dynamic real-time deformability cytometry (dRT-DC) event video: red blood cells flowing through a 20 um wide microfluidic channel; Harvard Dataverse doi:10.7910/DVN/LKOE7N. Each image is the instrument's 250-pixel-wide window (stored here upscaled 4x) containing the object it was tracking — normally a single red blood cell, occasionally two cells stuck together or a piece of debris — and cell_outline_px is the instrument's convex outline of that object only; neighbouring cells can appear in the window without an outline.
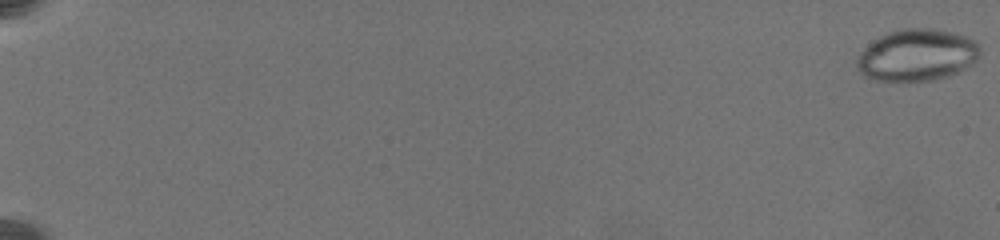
{"species": "common noctule bat (a hibernating species)", "species_latin": "Nyctalus noctula", "temperature_condition": "warm", "stored_images_in_passage": 21, "camera_frame_rate_fps": 3000, "um_per_image_px": 0.085, "animal": {"sex": "female", "body_mass_g": 19.5, "forearm_length_mm": 54.1}, "frame": {"image": 1, "passage_image": 1, "time_ms": 0.0, "image_size_px": [1000, 240], "cell_outline_px": [[980, 48], [976, 60], [972, 64], [960, 72], [936, 80], [876, 80], [864, 76], [856, 68], [856, 56], [868, 44], [880, 36], [888, 32], [900, 28], [936, 28], [956, 32], [976, 40]], "centroid_in_image_um": [77.95, 4.66], "position_along_channel_um": 7.1, "area_um2": 37.57}}
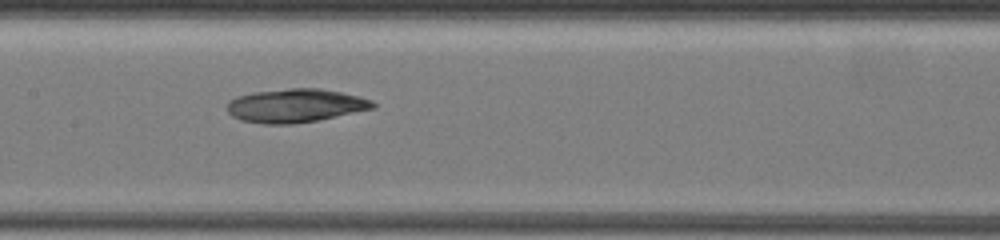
{"frame": {"image": 2, "passage_image": 19, "time_ms": 11.667, "image_size_px": [1000, 240], "cell_outline_px": [[376, 108], [316, 120], [292, 124], [264, 124], [240, 120], [232, 116], [228, 112], [228, 100], [236, 96], [252, 92], [288, 88], [320, 88], [360, 96], [372, 100], [376, 104]], "centroid_in_image_um": [25.1, 8.97], "position_along_channel_um": 182.3, "area_um2": 28.61}}
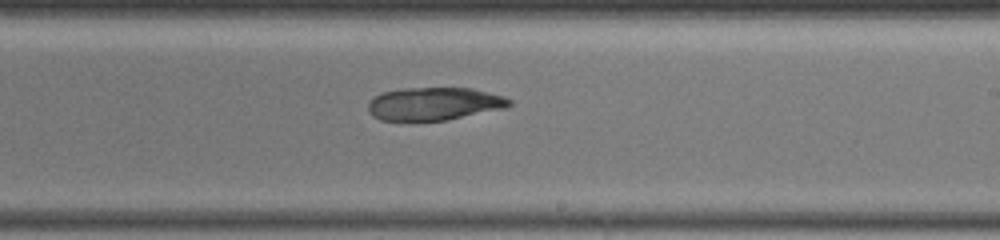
{"frame": {"image": 3, "passage_image": 21, "time_ms": 13.667, "image_size_px": [1000, 240], "cell_outline_px": [[512, 104], [500, 108], [444, 120], [380, 120], [372, 116], [368, 108], [368, 104], [376, 96], [384, 92], [400, 88], [472, 88], [504, 96], [512, 100]], "centroid_in_image_um": [36.87, 8.8], "position_along_channel_um": 252.1, "area_um2": 26.53}}